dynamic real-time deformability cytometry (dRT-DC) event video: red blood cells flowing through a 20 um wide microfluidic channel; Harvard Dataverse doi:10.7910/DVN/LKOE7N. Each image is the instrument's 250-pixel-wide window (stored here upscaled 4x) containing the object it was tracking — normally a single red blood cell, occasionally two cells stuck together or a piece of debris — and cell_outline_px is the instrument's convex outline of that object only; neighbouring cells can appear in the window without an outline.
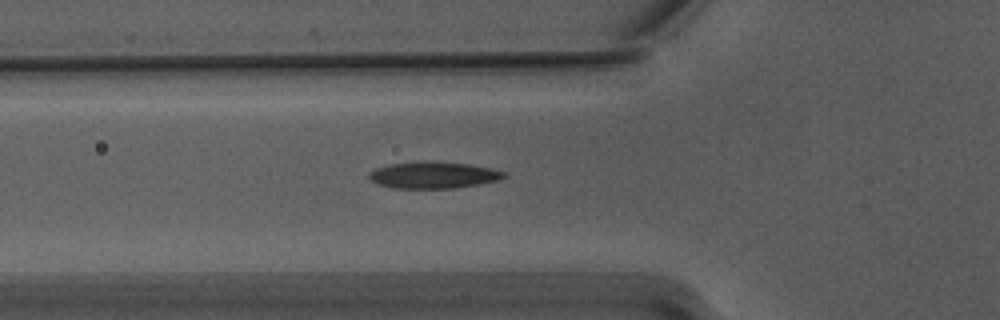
{"species": "Egyptian fruit bat (a non-hibernating species)", "species_latin": "Rousettus aegyptiacus", "temperature_condition": "warm", "stored_images_in_passage": 8, "camera_frame_rate_fps": 3000, "um_per_image_px": 0.085, "animal": {"sex": "male"}, "frame": {"image": 1, "passage_image": 3, "time_ms": 0.667, "image_size_px": [1000, 320], "cell_outline_px": [[508, 176], [496, 180], [480, 184], [456, 188], [392, 188], [376, 184], [368, 176], [368, 172], [376, 168], [388, 164], [424, 160], [468, 164], [488, 168], [504, 172]], "centroid_in_image_um": [36.78, 14.87], "position_along_channel_um": 89.0, "area_um2": 21.04}}